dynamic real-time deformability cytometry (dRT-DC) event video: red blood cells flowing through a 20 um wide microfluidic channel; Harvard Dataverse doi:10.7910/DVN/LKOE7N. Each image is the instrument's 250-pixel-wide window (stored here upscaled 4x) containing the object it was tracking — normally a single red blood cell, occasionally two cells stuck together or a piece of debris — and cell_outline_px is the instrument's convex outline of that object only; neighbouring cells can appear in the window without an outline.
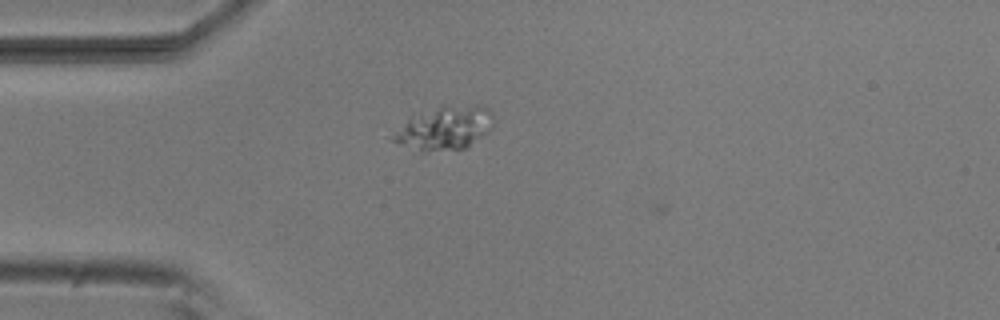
{"species": "common noctule bat (a hibernating species)", "species_latin": "Nyctalus noctula", "temperature_condition": "room temperature", "stored_images_in_passage": 6, "camera_frame_rate_fps": 3000, "um_per_image_px": 0.085, "animal": {"sex": "male", "body_mass_g": 20.5, "forearm_length_mm": 52.5}, "frame": {"image": 1, "passage_image": 1, "time_ms": 0.0, "image_size_px": [1000, 320], "cell_outline_px": [[492, 116], [488, 132], [464, 148], [420, 148], [400, 144], [388, 140], [388, 136], [412, 112], [436, 108], [476, 104], [480, 104], [488, 108], [492, 112]], "centroid_in_image_um": [37.71, 10.81], "position_along_channel_um": 47.3, "area_um2": 24.8}}
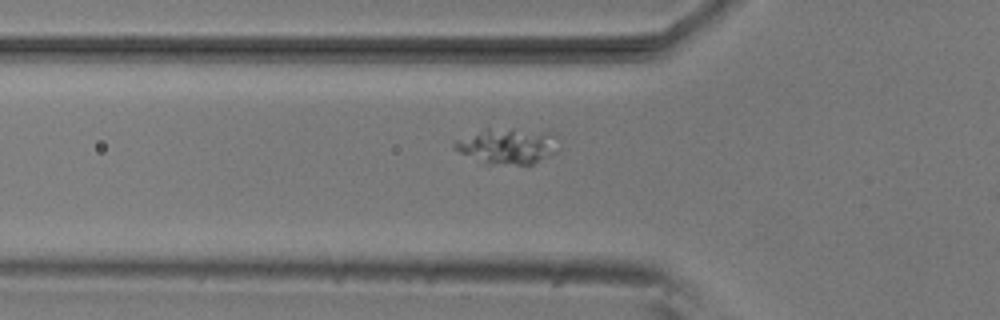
{"frame": {"image": 2, "passage_image": 5, "time_ms": 1.333, "image_size_px": [1000, 320], "cell_outline_px": [[560, 152], [532, 164], [488, 164], [460, 152], [452, 148], [456, 140], [484, 128], [512, 128], [556, 132], [560, 148]], "centroid_in_image_um": [43.25, 12.38], "position_along_channel_um": 82.5, "area_um2": 22.2}}